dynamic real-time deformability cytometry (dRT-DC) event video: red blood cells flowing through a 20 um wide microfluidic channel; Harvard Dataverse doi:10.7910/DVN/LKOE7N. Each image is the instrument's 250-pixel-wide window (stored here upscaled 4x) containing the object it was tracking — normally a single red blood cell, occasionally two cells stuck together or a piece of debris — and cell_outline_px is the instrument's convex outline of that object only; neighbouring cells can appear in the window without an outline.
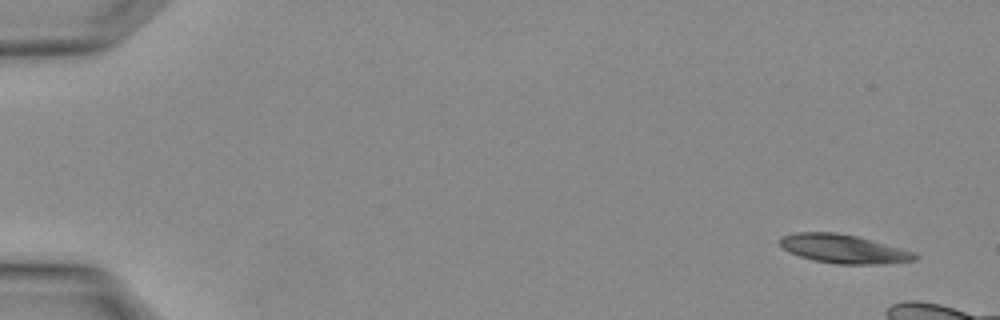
{"species": "Egyptian fruit bat (a non-hibernating species)", "species_latin": "Rousettus aegyptiacus", "temperature_condition": "warm", "stored_images_in_passage": 5, "camera_frame_rate_fps": 3000, "um_per_image_px": 0.085, "animal": {"sex": "female"}, "frame": {"image": 1, "passage_image": 1, "time_ms": 0.0, "image_size_px": [1000, 320], "cell_outline_px": [[920, 256], [916, 260], [884, 264], [836, 264], [816, 260], [800, 256], [788, 252], [780, 244], [780, 240], [784, 236], [796, 232], [836, 232], [856, 236], [916, 252]], "centroid_in_image_um": [71.75, 21.16], "position_along_channel_um": 13.2, "area_um2": 22.48}}